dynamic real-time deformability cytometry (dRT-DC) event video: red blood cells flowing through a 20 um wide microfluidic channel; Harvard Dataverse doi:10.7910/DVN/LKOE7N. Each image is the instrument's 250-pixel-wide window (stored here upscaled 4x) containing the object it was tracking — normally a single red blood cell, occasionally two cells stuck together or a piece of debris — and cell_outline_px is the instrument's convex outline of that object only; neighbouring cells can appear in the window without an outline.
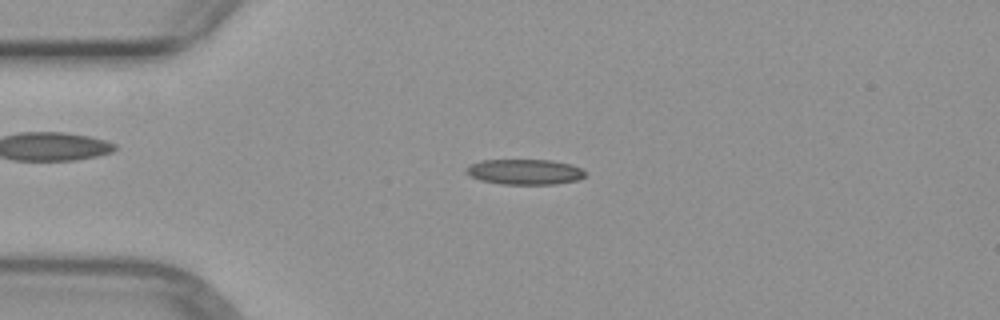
{"species": "common noctule bat (a hibernating species)", "species_latin": "Nyctalus noctula", "temperature_condition": "warm", "stored_images_in_passage": 5, "camera_frame_rate_fps": 3000, "um_per_image_px": 0.085, "animal": {"sex": "female", "body_mass_g": 29.2, "forearm_length_mm": 56.3}, "frame": {"image": 1, "passage_image": 3, "time_ms": 3.0, "image_size_px": [1000, 320], "cell_outline_px": [[584, 176], [576, 180], [556, 184], [500, 184], [480, 180], [468, 176], [464, 172], [464, 168], [480, 160], [552, 160], [572, 164], [580, 168], [584, 172]], "centroid_in_image_um": [44.54, 14.6], "position_along_channel_um": 40.5, "area_um2": 17.69}}
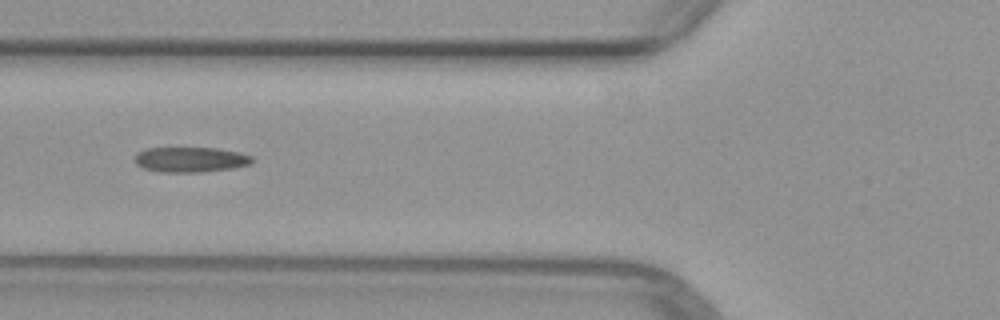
{"frame": {"image": 2, "passage_image": 5, "time_ms": 5.333, "image_size_px": [1000, 320], "cell_outline_px": [[252, 164], [232, 168], [200, 172], [160, 172], [144, 168], [136, 164], [136, 156], [144, 148], [216, 148], [240, 152], [252, 156]], "centroid_in_image_um": [16.22, 13.56], "position_along_channel_um": 109.6, "area_um2": 17.11}}